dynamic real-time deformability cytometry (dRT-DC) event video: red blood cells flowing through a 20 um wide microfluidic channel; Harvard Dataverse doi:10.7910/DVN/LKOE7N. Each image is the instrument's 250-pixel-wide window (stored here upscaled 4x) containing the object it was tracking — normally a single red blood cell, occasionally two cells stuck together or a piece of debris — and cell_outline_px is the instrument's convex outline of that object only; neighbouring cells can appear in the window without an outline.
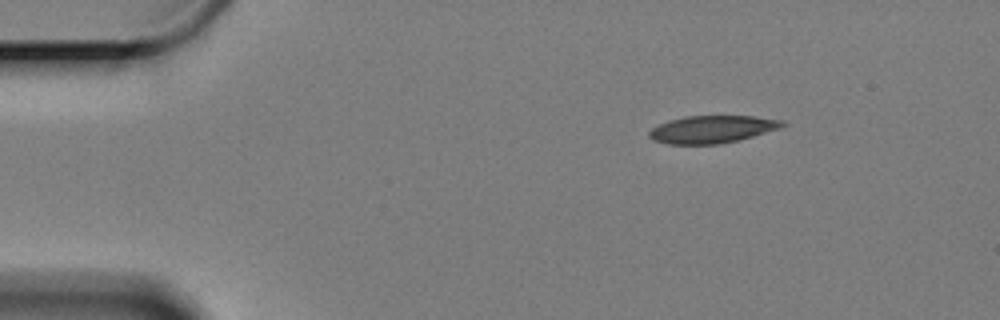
{"species": "Egyptian fruit bat (a non-hibernating species)", "species_latin": "Rousettus aegyptiacus", "temperature_condition": "cold", "stored_images_in_passage": 53, "camera_frame_rate_fps": 3000, "um_per_image_px": 0.085, "animal": {"sex": "female"}, "frame": {"image": 1, "passage_image": 1, "time_ms": 0.0, "image_size_px": [1000, 320], "cell_outline_px": [[788, 124], [780, 128], [752, 136], [720, 144], [668, 144], [656, 140], [648, 136], [648, 132], [652, 128], [660, 124], [684, 116], [752, 116], [780, 120]], "centroid_in_image_um": [60.53, 10.99], "position_along_channel_um": 24.5, "area_um2": 20.98}}
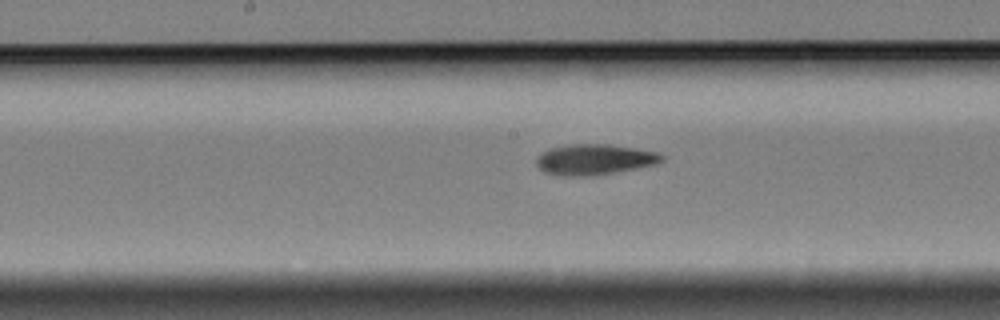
{"frame": {"image": 2, "passage_image": 23, "time_ms": 7.333, "image_size_px": [1000, 320], "cell_outline_px": [[664, 160], [656, 164], [636, 168], [612, 172], [584, 176], [564, 176], [544, 172], [536, 164], [536, 156], [548, 148], [568, 144], [608, 144], [660, 152], [664, 156]], "centroid_in_image_um": [50.51, 13.54], "position_along_channel_um": 197.7, "area_um2": 22.37}}
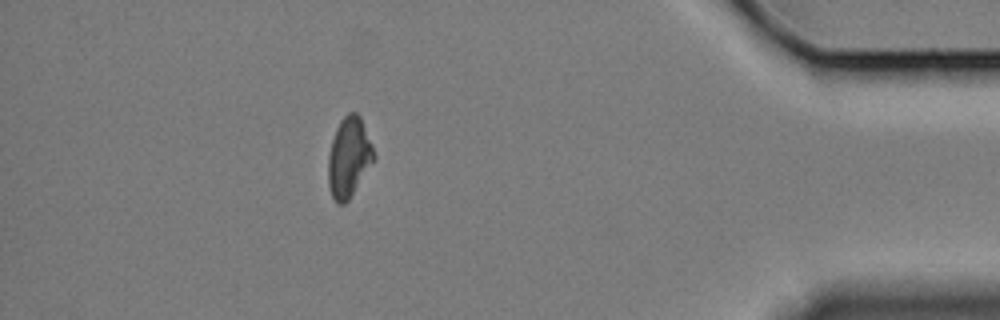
{"frame": {"image": 3, "passage_image": 46, "time_ms": 15.0, "image_size_px": [1000, 320], "cell_outline_px": [[376, 156], [348, 200], [344, 204], [336, 204], [332, 196], [328, 184], [328, 156], [332, 140], [336, 128], [340, 120], [348, 112], [356, 112], [360, 116], [372, 144]], "centroid_in_image_um": [29.64, 13.35], "position_along_channel_um": 405.6, "area_um2": 21.1}}